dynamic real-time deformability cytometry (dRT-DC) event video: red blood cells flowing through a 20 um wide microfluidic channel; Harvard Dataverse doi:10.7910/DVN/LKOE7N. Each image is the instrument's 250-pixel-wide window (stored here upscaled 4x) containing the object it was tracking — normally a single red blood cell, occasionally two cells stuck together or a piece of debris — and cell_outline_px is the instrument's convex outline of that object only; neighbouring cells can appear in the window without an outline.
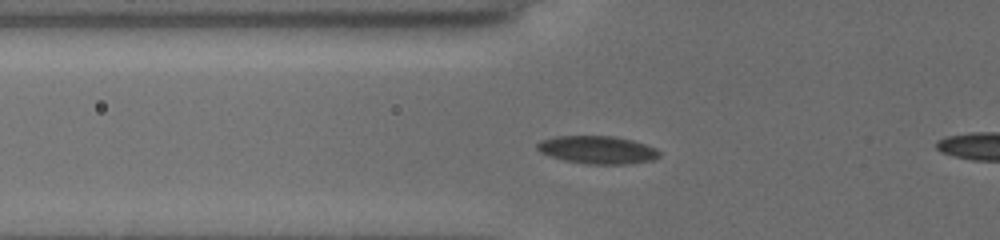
{"species": "common noctule bat (a hibernating species)", "species_latin": "Nyctalus noctula", "temperature_condition": "cold", "stored_images_in_passage": 31, "camera_frame_rate_fps": 3000, "um_per_image_px": 0.085, "animal": {"sex": "female", "body_mass_g": 19.5, "forearm_length_mm": 54.1}, "frame": {"image": 1, "passage_image": 2, "time_ms": 0.333, "image_size_px": [1000, 240], "cell_outline_px": [[660, 156], [652, 160], [632, 164], [584, 164], [564, 160], [540, 152], [536, 148], [536, 144], [544, 140], [556, 136], [612, 136], [632, 140], [656, 148], [660, 152]], "centroid_in_image_um": [50.81, 12.74], "position_along_channel_um": 75.0, "area_um2": 19.77}}
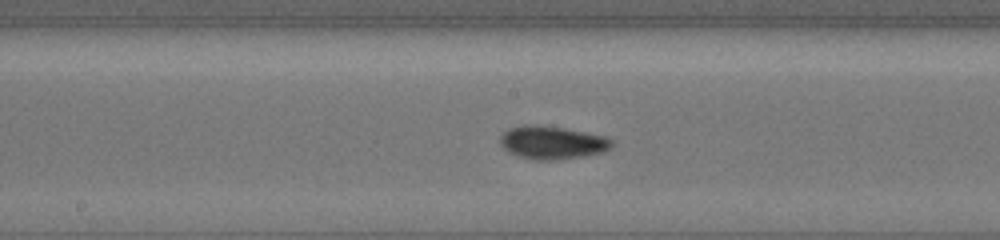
{"frame": {"image": 2, "passage_image": 21, "time_ms": 3.667, "image_size_px": [1000, 240], "cell_outline_px": [[612, 148], [604, 152], [584, 156], [556, 160], [532, 160], [516, 156], [508, 152], [500, 144], [500, 136], [504, 132], [512, 128], [564, 128], [604, 136], [612, 140]], "centroid_in_image_um": [46.99, 12.19], "position_along_channel_um": 201.2, "area_um2": 20.75}}
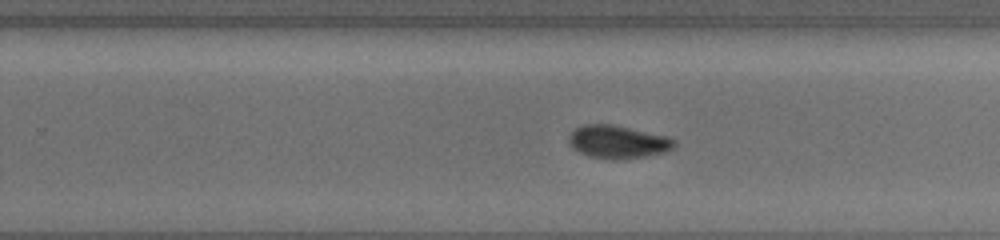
{"frame": {"image": 3, "passage_image": 29, "time_ms": 5.667, "image_size_px": [1000, 240], "cell_outline_px": [[676, 144], [672, 148], [664, 152], [644, 156], [612, 160], [588, 156], [572, 148], [568, 140], [568, 136], [576, 128], [584, 124], [612, 124], [664, 136], [676, 140]], "centroid_in_image_um": [52.47, 12.06], "position_along_channel_um": 277.3, "area_um2": 20.0}}